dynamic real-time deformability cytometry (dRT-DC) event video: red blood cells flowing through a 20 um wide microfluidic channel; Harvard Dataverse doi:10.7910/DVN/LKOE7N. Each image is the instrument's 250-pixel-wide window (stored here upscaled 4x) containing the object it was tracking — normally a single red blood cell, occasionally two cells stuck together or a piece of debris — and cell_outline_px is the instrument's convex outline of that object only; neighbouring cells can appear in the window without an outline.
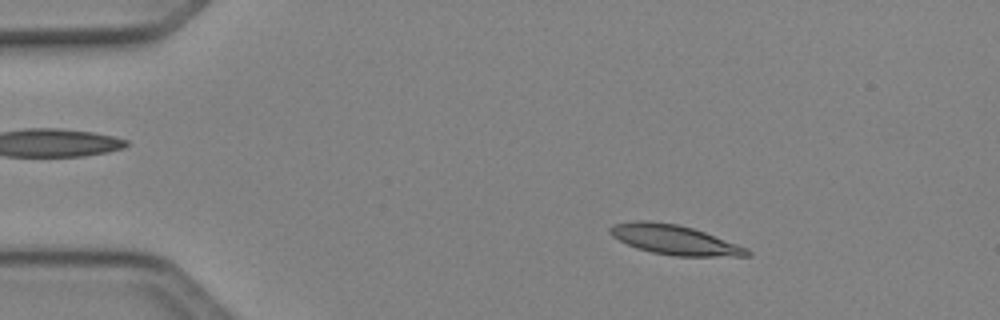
{"species": "Egyptian fruit bat (a non-hibernating species)", "species_latin": "Rousettus aegyptiacus", "temperature_condition": "cold", "stored_images_in_passage": 49, "camera_frame_rate_fps": 3000, "um_per_image_px": 0.085, "animal": {"sex": "female"}, "frame": {"image": 1, "passage_image": 8, "time_ms": 2.333, "image_size_px": [1000, 320], "cell_outline_px": [[752, 256], [676, 256], [652, 252], [636, 248], [612, 236], [608, 232], [608, 228], [612, 224], [636, 220], [648, 220], [676, 224], [692, 228], [704, 232], [748, 248], [752, 252]], "centroid_in_image_um": [57.31, 20.38], "position_along_channel_um": 27.7, "area_um2": 23.64}}
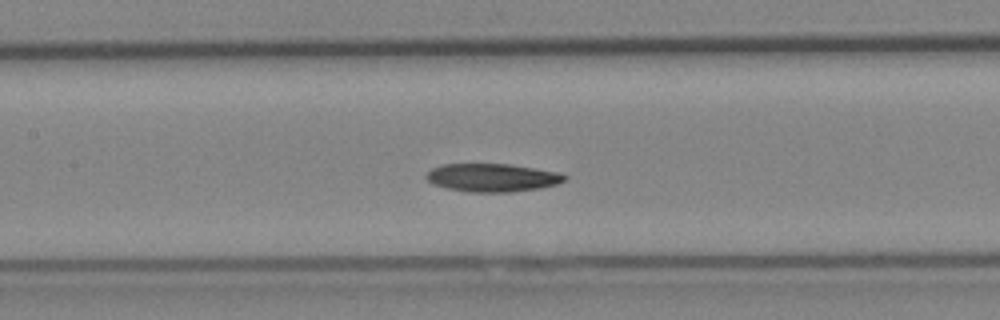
{"frame": {"image": 2, "passage_image": 23, "time_ms": 7.333, "image_size_px": [1000, 320], "cell_outline_px": [[568, 180], [544, 188], [512, 192], [468, 192], [448, 188], [432, 184], [424, 176], [432, 168], [444, 164], [508, 164], [556, 172], [568, 176]], "centroid_in_image_um": [41.86, 15.11], "position_along_channel_um": 165.5, "area_um2": 22.72}}
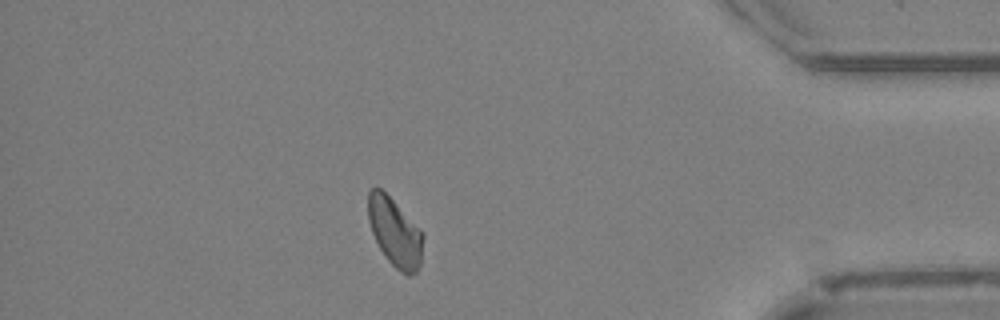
{"frame": {"image": 3, "passage_image": 43, "time_ms": 14.0, "image_size_px": [1000, 320], "cell_outline_px": [[424, 236], [420, 264], [416, 272], [408, 276], [404, 276], [388, 260], [380, 248], [372, 232], [368, 220], [368, 192], [372, 188], [380, 188], [424, 232]], "centroid_in_image_um": [33.58, 19.77], "position_along_channel_um": 401.6, "area_um2": 21.73}}